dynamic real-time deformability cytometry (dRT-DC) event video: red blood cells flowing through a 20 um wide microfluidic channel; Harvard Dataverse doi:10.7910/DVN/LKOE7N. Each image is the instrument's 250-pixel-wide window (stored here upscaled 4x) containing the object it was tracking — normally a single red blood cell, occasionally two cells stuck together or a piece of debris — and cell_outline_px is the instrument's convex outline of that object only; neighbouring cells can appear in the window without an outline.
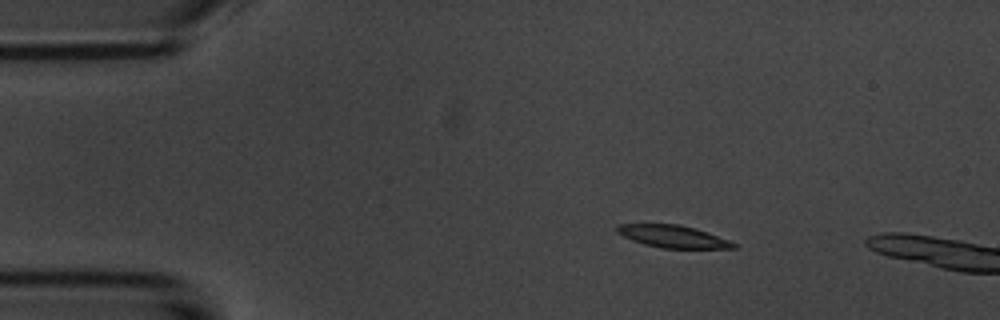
{"species": "common noctule bat (a hibernating species)", "species_latin": "Nyctalus noctula", "temperature_condition": "room temperature", "stored_images_in_passage": 3, "camera_frame_rate_fps": 3000, "um_per_image_px": 0.085, "animal": {"sex": "male", "body_mass_g": 20.1, "forearm_length_mm": 53.5}, "frame": {"image": 1, "passage_image": 2, "time_ms": 1.333, "image_size_px": [1000, 320], "cell_outline_px": [[736, 248], [660, 248], [644, 244], [632, 240], [616, 232], [616, 228], [620, 224], [680, 224], [696, 228], [728, 240], [736, 244]], "centroid_in_image_um": [57.18, 20.09], "position_along_channel_um": 27.8, "area_um2": 15.03}}